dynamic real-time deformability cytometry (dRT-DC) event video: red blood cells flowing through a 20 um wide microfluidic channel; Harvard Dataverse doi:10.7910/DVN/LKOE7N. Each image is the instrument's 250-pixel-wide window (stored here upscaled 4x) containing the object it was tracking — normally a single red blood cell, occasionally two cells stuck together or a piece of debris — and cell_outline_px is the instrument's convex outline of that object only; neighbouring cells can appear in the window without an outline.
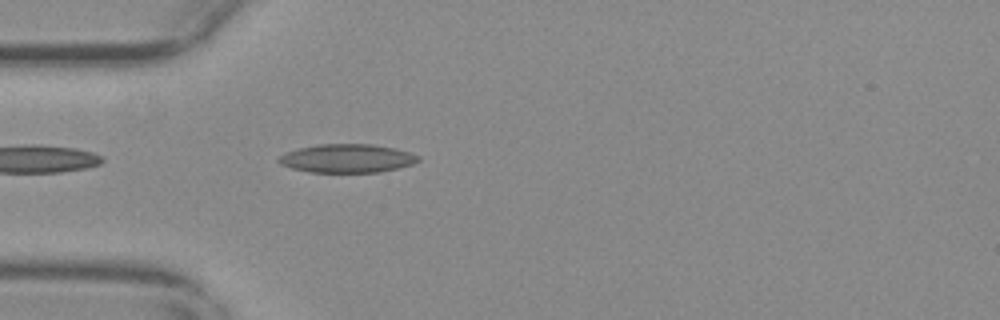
{"species": "common noctule bat (a hibernating species)", "species_latin": "Nyctalus noctula", "temperature_condition": "warm", "stored_images_in_passage": 32, "camera_frame_rate_fps": 3000, "um_per_image_px": 0.085, "animal": {"sex": "female", "body_mass_g": 29.2, "forearm_length_mm": 56.3}, "frame": {"image": 1, "passage_image": 1, "time_ms": 0.0, "image_size_px": [1000, 320], "cell_outline_px": [[420, 160], [412, 164], [380, 172], [308, 172], [292, 168], [280, 164], [276, 160], [284, 152], [316, 144], [372, 144], [396, 148], [420, 156]], "centroid_in_image_um": [29.48, 13.46], "position_along_channel_um": 55.5, "area_um2": 23.24}}
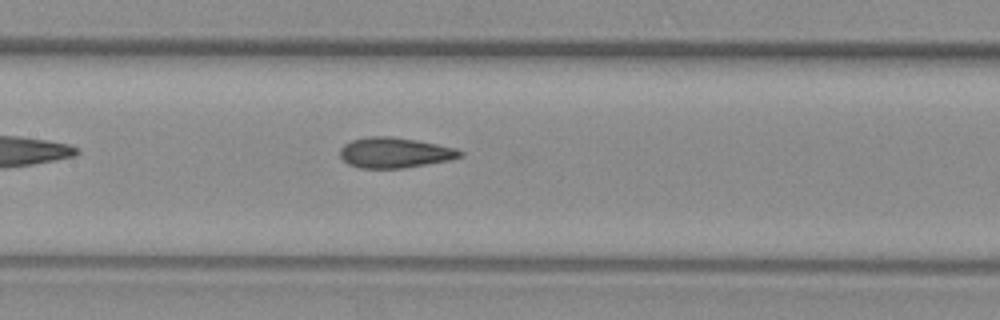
{"frame": {"image": 2, "passage_image": 11, "time_ms": 3.333, "image_size_px": [1000, 320], "cell_outline_px": [[464, 156], [452, 160], [404, 168], [360, 168], [348, 164], [340, 156], [340, 148], [344, 144], [352, 140], [368, 136], [392, 136], [416, 140], [456, 148], [464, 152]], "centroid_in_image_um": [33.58, 12.98], "position_along_channel_um": 173.8, "area_um2": 21.44}}
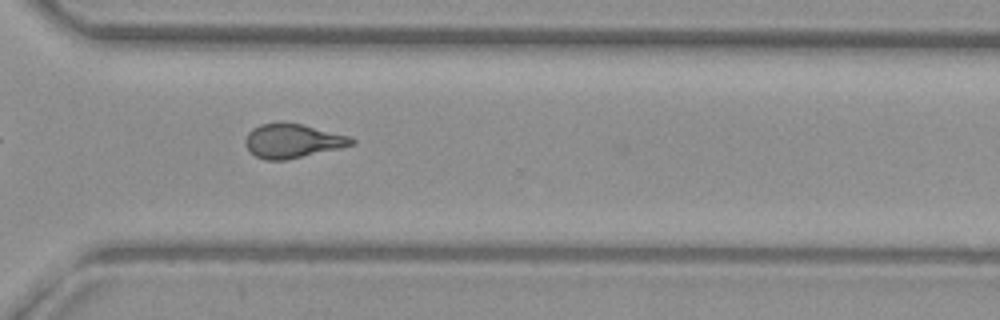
{"frame": {"image": 3, "passage_image": 25, "time_ms": 8.0, "image_size_px": [1000, 320], "cell_outline_px": [[356, 144], [284, 160], [264, 160], [256, 156], [244, 144], [244, 140], [248, 132], [252, 128], [260, 124], [284, 120], [348, 136], [356, 140]], "centroid_in_image_um": [24.81, 11.95], "position_along_channel_um": 345.8, "area_um2": 21.04}, "authors_computed_cell_mechanics": {"area_um2": 21.0392, "velocity_mm_per_s": 3.6962, "shape_relaxation_time_tau1_ms": null, "shape_relaxation_time_tau2_ms": 1.669, "deformation_change_tau1": null, "deformation_change_tau2": 0.0999}}